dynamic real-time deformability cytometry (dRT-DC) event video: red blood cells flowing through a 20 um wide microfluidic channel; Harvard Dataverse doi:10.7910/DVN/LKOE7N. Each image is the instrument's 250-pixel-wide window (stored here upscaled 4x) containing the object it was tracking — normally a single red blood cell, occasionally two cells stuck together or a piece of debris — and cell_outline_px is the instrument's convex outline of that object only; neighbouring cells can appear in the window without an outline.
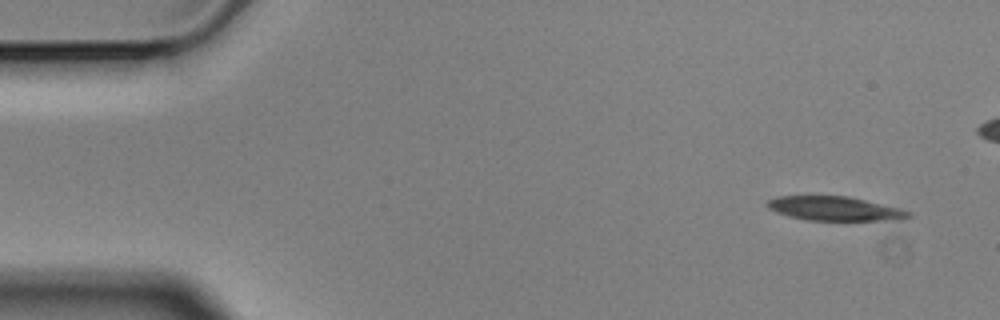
{"species": "Egyptian fruit bat (a non-hibernating species)", "species_latin": "Rousettus aegyptiacus", "temperature_condition": "cold", "stored_images_in_passage": 5, "camera_frame_rate_fps": 3000, "um_per_image_px": 0.085, "animal": {"sex": "male"}, "frame": {"image": 1, "passage_image": 1, "time_ms": 0.0, "image_size_px": [1000, 320], "cell_outline_px": [[912, 216], [896, 220], [804, 220], [788, 216], [776, 212], [768, 208], [768, 200], [776, 196], [848, 196], [900, 208], [912, 212]], "centroid_in_image_um": [70.96, 17.73], "position_along_channel_um": 14.0, "area_um2": 19.83}}